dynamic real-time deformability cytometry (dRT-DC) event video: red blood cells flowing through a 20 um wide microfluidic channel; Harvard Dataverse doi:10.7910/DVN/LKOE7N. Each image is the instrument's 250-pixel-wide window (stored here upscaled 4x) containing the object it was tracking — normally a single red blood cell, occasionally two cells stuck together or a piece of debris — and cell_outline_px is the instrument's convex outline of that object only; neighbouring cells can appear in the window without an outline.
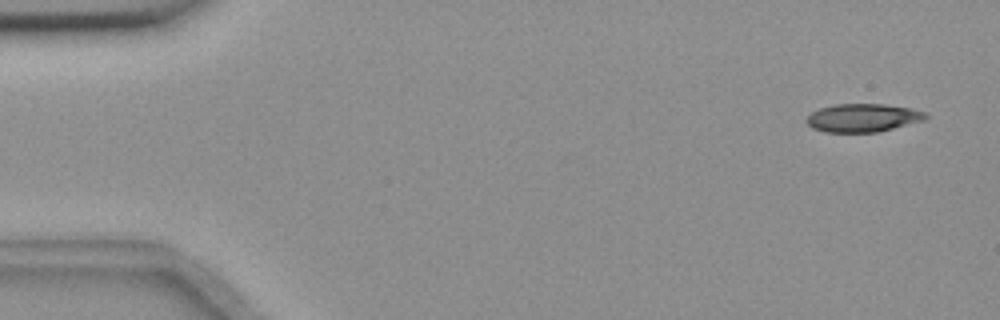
{"species": "common noctule bat (a hibernating species)", "species_latin": "Nyctalus noctula", "temperature_condition": "room temperature", "stored_images_in_passage": 56, "camera_frame_rate_fps": 3000, "um_per_image_px": 0.085, "animal": {"sex": "female", "body_mass_g": 18.4}, "frame": {"image": 1, "passage_image": 3, "time_ms": 0.667, "image_size_px": [1000, 320], "cell_outline_px": [[928, 116], [924, 120], [876, 132], [824, 132], [812, 128], [804, 120], [812, 112], [820, 108], [832, 104], [884, 104], [912, 108], [924, 112]], "centroid_in_image_um": [73.3, 10.01], "position_along_channel_um": 11.7, "area_um2": 19.54}}
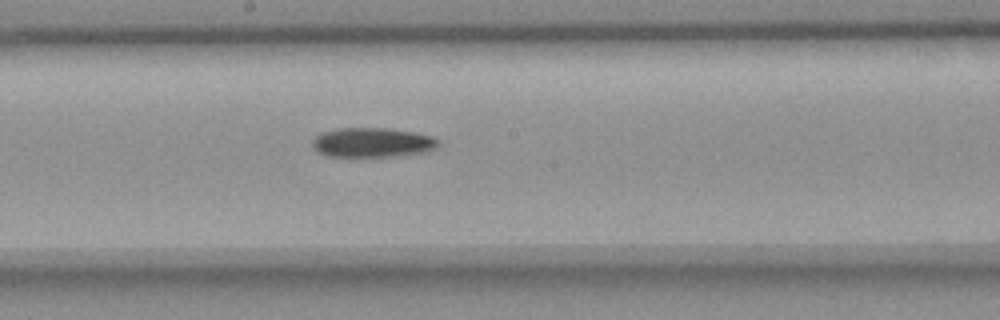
{"frame": {"image": 2, "passage_image": 30, "time_ms": 9.667, "image_size_px": [1000, 320], "cell_outline_px": [[440, 144], [436, 148], [428, 152], [396, 156], [328, 156], [316, 152], [312, 144], [312, 140], [320, 132], [336, 128], [388, 128], [416, 132], [432, 136], [440, 140]], "centroid_in_image_um": [31.67, 12.1], "position_along_channel_um": 216.5, "area_um2": 22.02}}
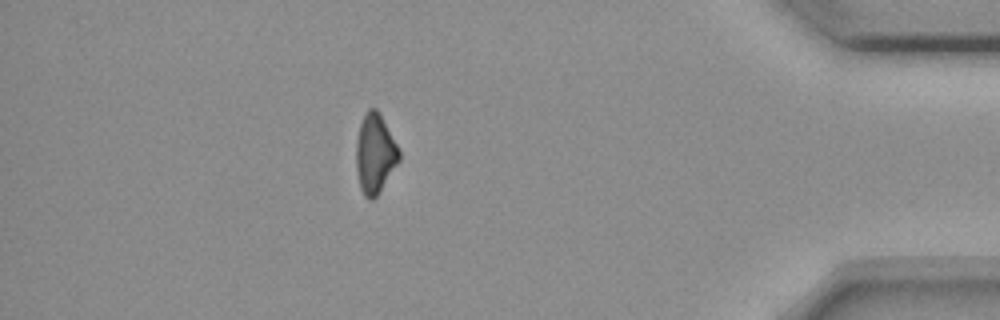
{"frame": {"image": 3, "passage_image": 49, "time_ms": 16.0, "image_size_px": [1000, 320], "cell_outline_px": [[400, 160], [376, 196], [372, 200], [368, 200], [364, 196], [360, 188], [356, 172], [356, 140], [360, 124], [368, 108], [376, 108], [380, 112], [400, 152]], "centroid_in_image_um": [31.85, 13.06], "position_along_channel_um": 403.3, "area_um2": 19.83}, "authors_computed_cell_mechanics": {"area_um2": 20.9525, "velocity_mm_per_s": 3.6462, "shape_relaxation_time_tau1_ms": 9.424, "shape_relaxation_time_tau2_ms": null, "deformation_change_tau1": 0.1639, "deformation_change_tau2": null}}